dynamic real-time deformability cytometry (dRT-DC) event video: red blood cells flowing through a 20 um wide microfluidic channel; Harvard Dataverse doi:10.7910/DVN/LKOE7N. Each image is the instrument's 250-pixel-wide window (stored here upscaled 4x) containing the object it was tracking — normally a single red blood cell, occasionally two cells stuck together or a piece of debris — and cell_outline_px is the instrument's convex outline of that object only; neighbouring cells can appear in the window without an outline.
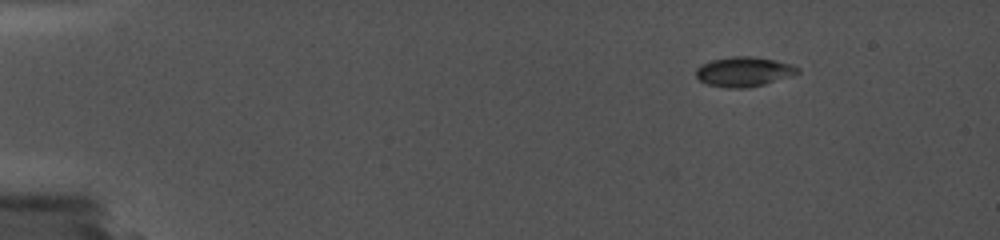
{"species": "common noctule bat (a hibernating species)", "species_latin": "Nyctalus noctula", "temperature_condition": "cold", "stored_images_in_passage": 3, "camera_frame_rate_fps": 5000, "um_per_image_px": 0.085, "animal": {"sex": "female", "body_mass_g": 19.0, "forearm_length_mm": 56.7}, "frame": {"image": 1, "passage_image": 2, "time_ms": 0.4, "image_size_px": [1000, 240], "cell_outline_px": [[796, 68], [760, 84], [712, 84], [700, 80], [696, 76], [696, 72], [704, 64], [716, 60], [736, 56], [744, 56], [772, 60]], "centroid_in_image_um": [63.01, 6.02], "position_along_channel_um": 22.0, "area_um2": 14.51}}